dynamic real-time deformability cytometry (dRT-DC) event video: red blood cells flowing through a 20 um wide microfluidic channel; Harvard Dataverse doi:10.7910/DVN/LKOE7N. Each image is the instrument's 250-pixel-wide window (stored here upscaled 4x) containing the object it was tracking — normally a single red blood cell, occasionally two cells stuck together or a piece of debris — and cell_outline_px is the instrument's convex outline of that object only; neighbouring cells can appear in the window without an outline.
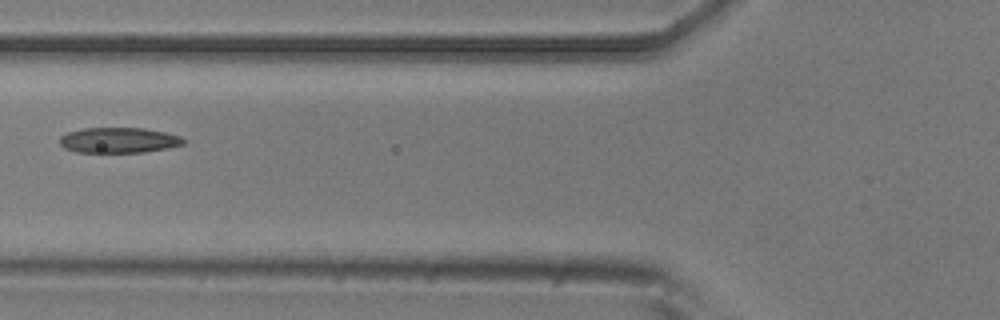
{"species": "common noctule bat (a hibernating species)", "species_latin": "Nyctalus noctula", "temperature_condition": "room temperature", "stored_images_in_passage": 6, "camera_frame_rate_fps": 3000, "um_per_image_px": 0.085, "animal": {"sex": "male", "body_mass_g": 20.5, "forearm_length_mm": 52.5}, "frame": {"image": 1, "passage_image": 6, "time_ms": 5.667, "image_size_px": [1000, 320], "cell_outline_px": [[188, 140], [184, 144], [168, 148], [144, 152], [76, 152], [64, 148], [60, 144], [60, 136], [68, 132], [84, 128], [144, 128], [164, 132], [180, 136]], "centroid_in_image_um": [10.11, 11.92], "position_along_channel_um": 115.7, "area_um2": 18.38}}